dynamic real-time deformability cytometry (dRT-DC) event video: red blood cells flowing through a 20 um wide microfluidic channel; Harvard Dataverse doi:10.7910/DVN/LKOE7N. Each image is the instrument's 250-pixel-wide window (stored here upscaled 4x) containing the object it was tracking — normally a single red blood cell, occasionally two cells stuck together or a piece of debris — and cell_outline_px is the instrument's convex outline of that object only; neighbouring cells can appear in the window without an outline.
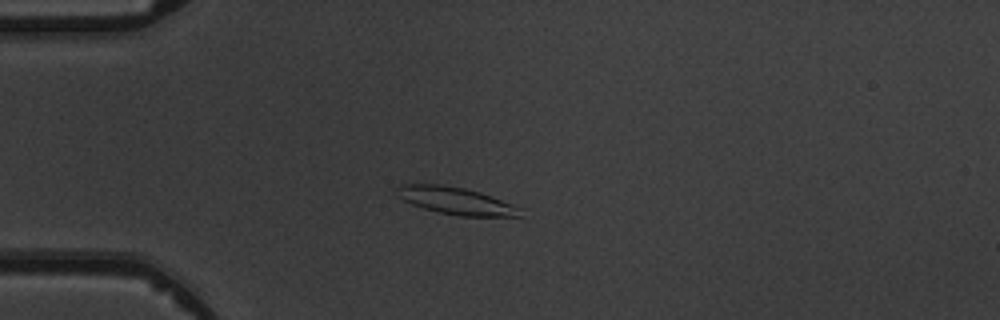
{"species": "common noctule bat (a hibernating species)", "species_latin": "Nyctalus noctula", "temperature_condition": "warm", "stored_images_in_passage": 4, "camera_frame_rate_fps": 3000, "um_per_image_px": 0.085, "animal": {"sex": "male", "body_mass_g": 19.5, "forearm_length_mm": 54.6}, "frame": {"image": 1, "passage_image": 4, "time_ms": 3.333, "image_size_px": [1000, 320], "cell_outline_px": [[524, 208], [520, 216], [460, 216], [440, 212], [424, 208], [412, 204], [396, 196], [396, 188], [400, 184], [440, 184], [464, 188], [480, 192]], "centroid_in_image_um": [38.76, 17.06], "position_along_channel_um": 46.2, "area_um2": 19.59}}